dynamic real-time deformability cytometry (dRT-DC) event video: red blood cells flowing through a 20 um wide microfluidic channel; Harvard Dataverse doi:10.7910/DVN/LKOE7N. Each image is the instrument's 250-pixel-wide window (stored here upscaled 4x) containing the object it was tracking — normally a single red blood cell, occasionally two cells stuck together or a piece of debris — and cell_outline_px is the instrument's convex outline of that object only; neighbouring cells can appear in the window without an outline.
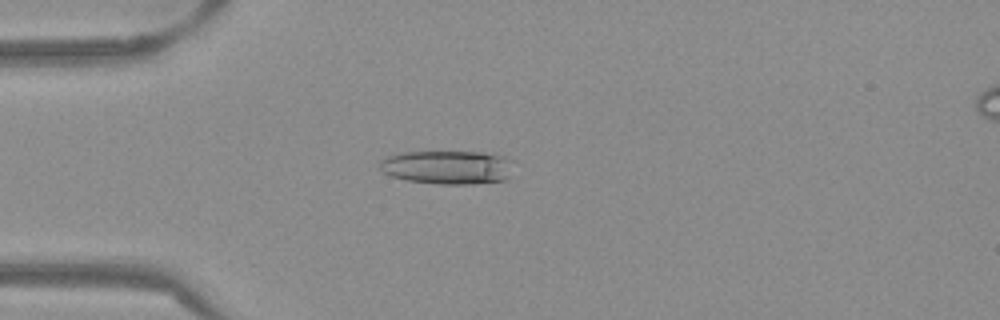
{"species": "Egyptian fruit bat (a non-hibernating species)", "species_latin": "Rousettus aegyptiacus", "temperature_condition": "warm", "stored_images_in_passage": 53, "camera_frame_rate_fps": 3000, "um_per_image_px": 0.085, "frame": {"image": 1, "passage_image": 15, "time_ms": 4.667, "image_size_px": [1000, 320], "cell_outline_px": [[516, 160], [508, 176], [504, 180], [472, 184], [440, 184], [408, 180], [392, 176], [384, 172], [380, 168], [380, 160], [384, 156], [400, 152], [484, 152], [504, 156]], "centroid_in_image_um": [38.07, 14.2], "position_along_channel_um": 46.9, "area_um2": 26.53}}
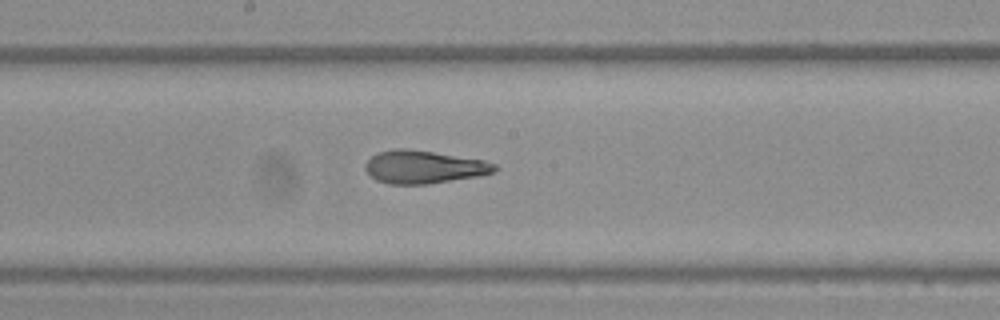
{"frame": {"image": 2, "passage_image": 29, "time_ms": 9.333, "image_size_px": [1000, 320], "cell_outline_px": [[500, 168], [496, 172], [480, 176], [428, 184], [388, 184], [376, 180], [364, 168], [364, 164], [376, 152], [392, 148], [404, 148], [432, 152], [484, 160], [496, 164]], "centroid_in_image_um": [36.04, 14.19], "position_along_channel_um": 212.2, "area_um2": 25.03}}
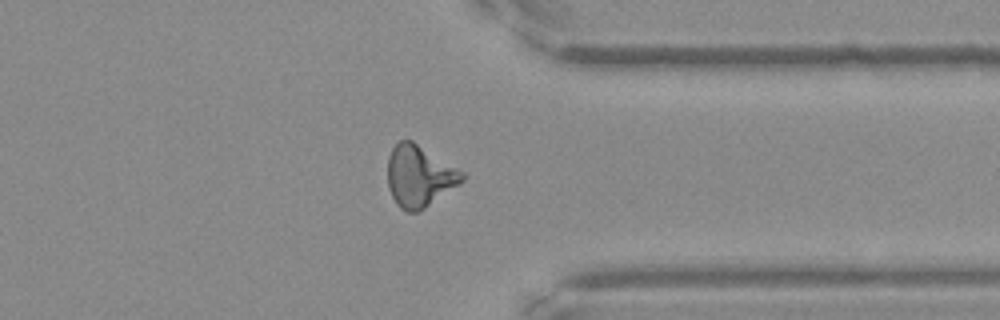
{"frame": {"image": 3, "passage_image": 42, "time_ms": 13.667, "image_size_px": [1000, 320], "cell_outline_px": [[464, 180], [460, 184], [420, 212], [408, 212], [400, 208], [396, 204], [388, 188], [388, 156], [392, 148], [400, 140], [412, 140], [464, 172]], "centroid_in_image_um": [35.64, 14.99], "position_along_channel_um": 375.8, "area_um2": 26.82}, "authors_computed_cell_mechanics": {"area_um2": 25.6054, "velocity_mm_per_s": 3.8791, "shape_relaxation_time_tau1_ms": null, "shape_relaxation_time_tau2_ms": 1.8935, "deformation_change_tau1": null, "deformation_change_tau2": 0.1145}}